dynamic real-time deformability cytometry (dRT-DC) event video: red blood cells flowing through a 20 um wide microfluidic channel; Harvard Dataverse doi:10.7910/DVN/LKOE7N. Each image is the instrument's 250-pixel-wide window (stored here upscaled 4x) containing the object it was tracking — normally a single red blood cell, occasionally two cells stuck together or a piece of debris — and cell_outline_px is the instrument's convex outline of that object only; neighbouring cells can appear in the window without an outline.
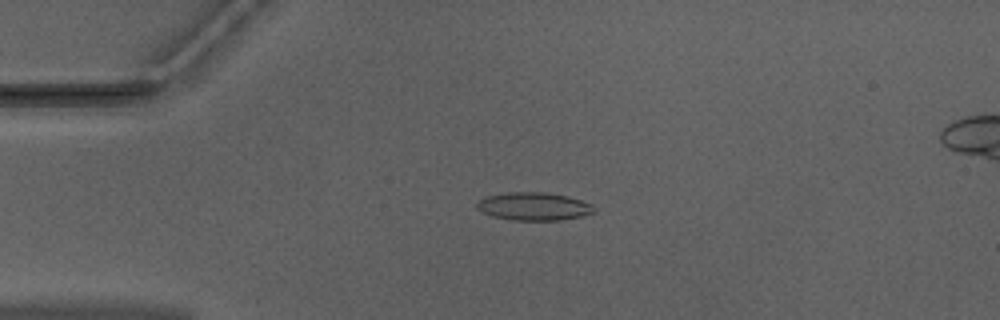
{"species": "Egyptian fruit bat (a non-hibernating species)", "species_latin": "Rousettus aegyptiacus", "temperature_condition": "warm", "stored_images_in_passage": 51, "camera_frame_rate_fps": 3000, "um_per_image_px": 0.085, "animal": {"sex": "male"}, "frame": {"image": 1, "passage_image": 12, "time_ms": 3.667, "image_size_px": [1000, 320], "cell_outline_px": [[596, 212], [580, 216], [560, 220], [512, 220], [492, 216], [476, 208], [476, 204], [480, 200], [488, 196], [504, 192], [548, 192], [568, 196], [592, 204], [596, 208]], "centroid_in_image_um": [45.39, 17.53], "position_along_channel_um": 39.6, "area_um2": 19.13}}
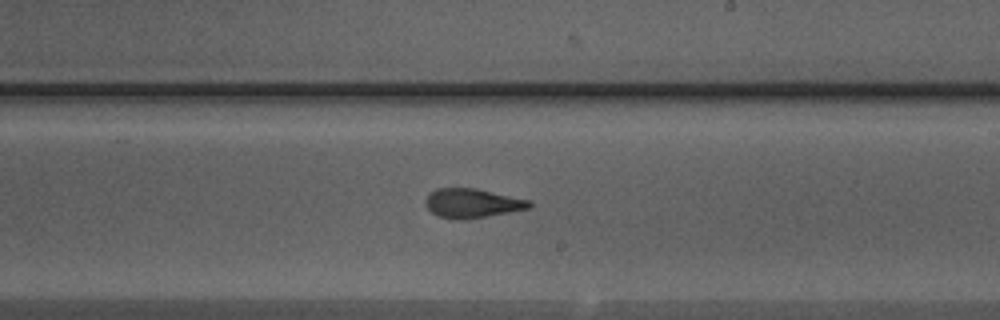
{"frame": {"image": 2, "passage_image": 30, "time_ms": 9.667, "image_size_px": [1000, 320], "cell_outline_px": [[532, 204], [528, 208], [508, 212], [460, 220], [440, 216], [432, 212], [424, 204], [424, 200], [436, 188], [476, 188], [528, 200]], "centroid_in_image_um": [40.09, 17.26], "position_along_channel_um": 248.9, "area_um2": 17.22}}
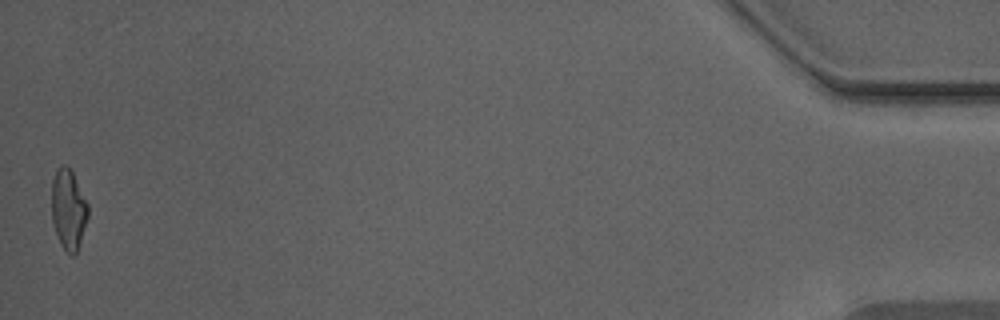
{"frame": {"image": 3, "passage_image": 51, "time_ms": 16.667, "image_size_px": [1000, 320], "cell_outline_px": [[88, 216], [76, 252], [72, 256], [60, 244], [52, 220], [52, 180], [56, 168], [60, 164], [64, 164], [72, 172], [88, 204]], "centroid_in_image_um": [5.8, 17.76], "position_along_channel_um": 429.4, "area_um2": 16.7}, "authors_computed_cell_mechanics": {"area_um2": 17.5712, "velocity_mm_per_s": 3.9867, "shape_relaxation_time_tau1_ms": null, "shape_relaxation_time_tau2_ms": 2.4979, "deformation_change_tau1": null, "deformation_change_tau2": 0.1133}}